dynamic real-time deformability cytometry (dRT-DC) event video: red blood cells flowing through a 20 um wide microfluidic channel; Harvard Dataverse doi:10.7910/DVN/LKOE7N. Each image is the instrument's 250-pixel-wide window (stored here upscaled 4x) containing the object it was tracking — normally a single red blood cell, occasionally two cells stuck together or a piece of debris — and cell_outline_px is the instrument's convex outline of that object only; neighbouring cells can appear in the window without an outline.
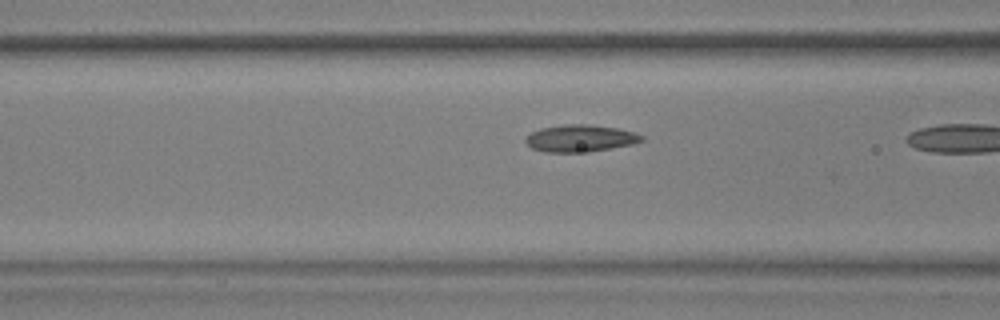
{"species": "common noctule bat (a hibernating species)", "species_latin": "Nyctalus noctula", "temperature_condition": "warm", "stored_images_in_passage": 10, "camera_frame_rate_fps": 3000, "um_per_image_px": 0.085, "animal": {"sex": "male", "body_mass_g": 17.9, "forearm_length_mm": 54.2}, "frame": {"image": 1, "passage_image": 9, "time_ms": 2.667, "image_size_px": [1000, 320], "cell_outline_px": [[644, 140], [632, 144], [588, 152], [544, 152], [532, 148], [524, 140], [532, 132], [540, 128], [564, 124], [588, 124], [616, 128], [632, 132], [644, 136]], "centroid_in_image_um": [49.31, 11.75], "position_along_channel_um": 117.3, "area_um2": 18.15}}